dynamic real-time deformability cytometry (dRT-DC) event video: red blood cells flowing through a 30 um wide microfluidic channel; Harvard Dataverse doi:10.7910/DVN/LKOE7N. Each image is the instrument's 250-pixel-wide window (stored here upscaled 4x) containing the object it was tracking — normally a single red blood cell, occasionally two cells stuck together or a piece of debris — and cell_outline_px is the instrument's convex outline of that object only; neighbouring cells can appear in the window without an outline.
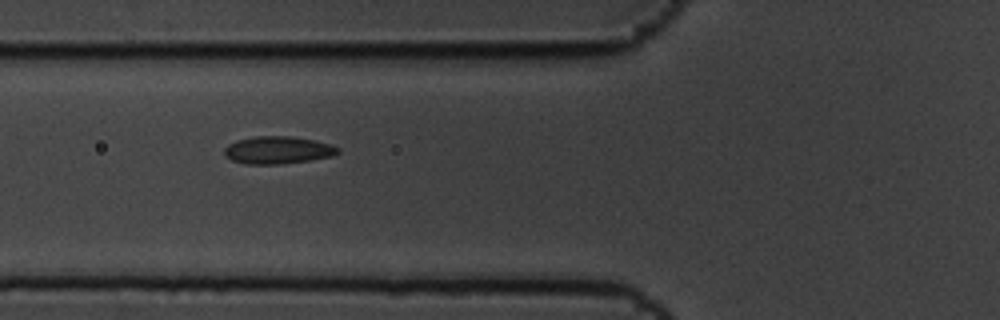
{"species": "common noctule bat (a hibernating species)", "species_latin": "Nyctalus noctula", "temperature_condition": "cold", "stored_images_in_passage": 4, "camera_frame_rate_fps": 3000, "um_per_image_px": 0.085, "animal": {"sex": "male", "body_mass_g": 19.5, "forearm_length_mm": 54.6}, "frame": {"image": 1, "passage_image": 3, "time_ms": 0.667, "image_size_px": [1000, 320], "cell_outline_px": [[340, 152], [332, 156], [312, 160], [280, 164], [244, 164], [232, 160], [224, 156], [224, 148], [228, 144], [236, 140], [256, 136], [292, 136], [332, 144], [340, 148]], "centroid_in_image_um": [23.61, 12.76], "position_along_channel_um": 102.2, "area_um2": 18.38}}
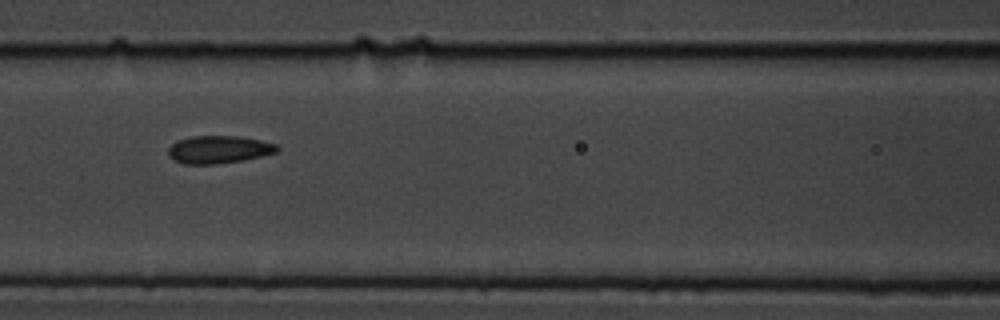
{"frame": {"image": 2, "passage_image": 4, "time_ms": 1.0, "image_size_px": [1000, 320], "cell_outline_px": [[280, 148], [276, 152], [260, 156], [240, 160], [216, 164], [184, 164], [168, 156], [168, 148], [176, 140], [192, 136], [240, 136], [260, 140], [276, 144]], "centroid_in_image_um": [18.57, 12.7], "position_along_channel_um": 148.0, "area_um2": 17.46}}